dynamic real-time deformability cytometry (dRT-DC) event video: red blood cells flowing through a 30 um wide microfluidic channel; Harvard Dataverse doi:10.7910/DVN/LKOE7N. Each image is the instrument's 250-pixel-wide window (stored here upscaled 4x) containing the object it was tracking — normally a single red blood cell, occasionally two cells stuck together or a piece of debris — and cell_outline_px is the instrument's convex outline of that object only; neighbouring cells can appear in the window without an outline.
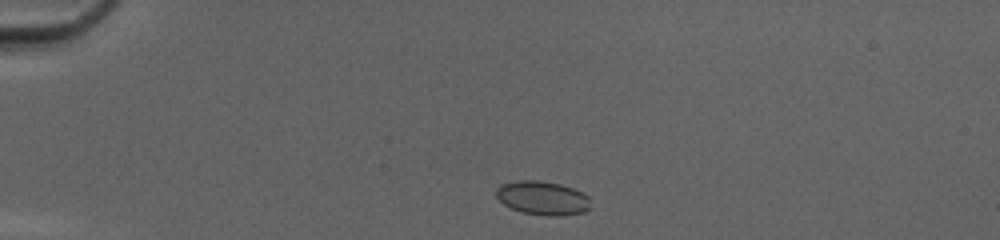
{"species": "common noctule bat (a hibernating species)", "species_latin": "Nyctalus noctula", "temperature_condition": "cold", "stored_images_in_passage": 40, "camera_frame_rate_fps": 3000, "um_per_image_px": 0.085, "animal": {"sex": "female", "body_mass_g": 20.0, "forearm_length_mm": 54.0}, "frame": {"image": 1, "passage_image": 2, "time_ms": 0.333, "image_size_px": [1000, 240], "cell_outline_px": [[592, 208], [584, 212], [560, 216], [548, 216], [520, 212], [504, 204], [496, 196], [496, 188], [500, 184], [516, 180], [540, 180], [560, 184], [572, 188], [588, 196]], "centroid_in_image_um": [46.12, 16.83], "position_along_channel_um": 38.9, "area_um2": 18.79}}
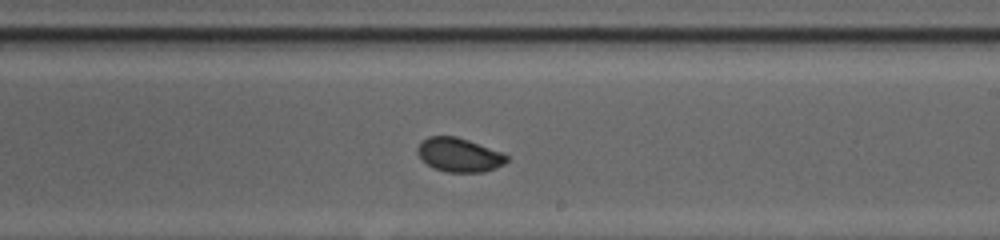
{"frame": {"image": 2, "passage_image": 21, "time_ms": 6.667, "image_size_px": [1000, 240], "cell_outline_px": [[508, 160], [504, 164], [484, 172], [448, 172], [432, 168], [416, 152], [416, 148], [428, 136], [456, 136], [468, 140], [500, 152], [508, 156]], "centroid_in_image_um": [39.01, 13.17], "position_along_channel_um": 250.0, "area_um2": 17.4}}
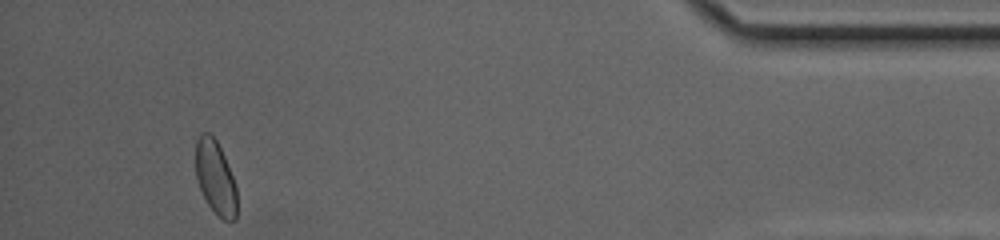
{"frame": {"image": 3, "passage_image": 37, "time_ms": 12.0, "image_size_px": [1000, 240], "cell_outline_px": [[236, 220], [224, 220], [208, 204], [200, 188], [196, 176], [196, 140], [200, 132], [208, 132], [216, 140], [224, 156], [232, 176], [236, 188]], "centroid_in_image_um": [18.3, 15.06], "position_along_channel_um": 416.9, "area_um2": 17.34}, "authors_computed_cell_mechanics": {"area_um2": 17.8891, "velocity_mm_per_s": 4.1824, "shape_relaxation_time_tau1_ms": 7.3739, "shape_relaxation_time_tau2_ms": 0.5561, "deformation_change_tau1": 0.1081, "deformation_change_tau2": 0.038}}